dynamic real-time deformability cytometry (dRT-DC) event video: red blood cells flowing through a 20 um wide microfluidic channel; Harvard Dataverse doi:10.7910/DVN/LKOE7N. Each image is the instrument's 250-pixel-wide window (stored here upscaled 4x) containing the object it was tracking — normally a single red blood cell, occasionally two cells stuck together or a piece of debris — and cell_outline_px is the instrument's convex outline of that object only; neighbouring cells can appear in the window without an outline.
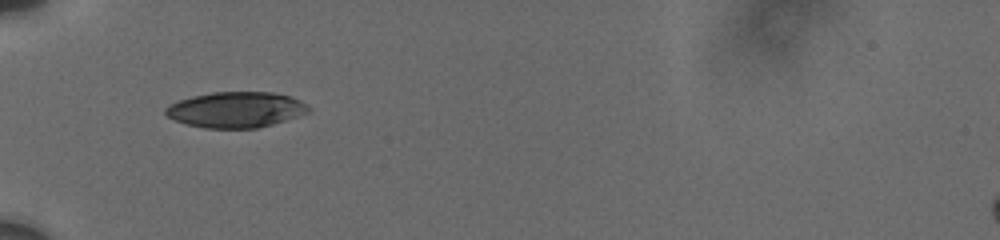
{"species": "human", "species_latin": "Homo sapiens", "temperature_condition": "cold", "stored_images_in_passage": 32, "camera_frame_rate_fps": 3000, "um_per_image_px": 0.085, "donor": {"sex": "male"}, "frame": {"image": 1, "passage_image": 1, "time_ms": 0.0, "image_size_px": [1000, 240], "cell_outline_px": [[308, 112], [300, 116], [272, 124], [256, 128], [204, 128], [184, 124], [168, 116], [164, 112], [164, 108], [180, 100], [192, 96], [212, 92], [272, 92], [288, 96], [300, 100], [308, 108]], "centroid_in_image_um": [20.03, 9.33], "position_along_channel_um": 65.0, "area_um2": 29.54}}
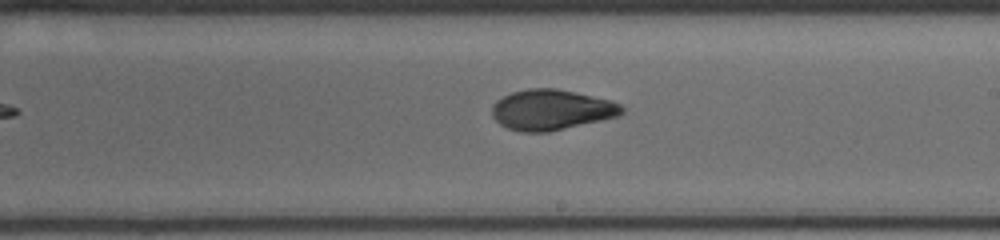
{"frame": {"image": 2, "passage_image": 14, "time_ms": 5.0, "image_size_px": [1000, 240], "cell_outline_px": [[624, 112], [620, 116], [548, 132], [520, 132], [508, 128], [500, 124], [492, 116], [492, 104], [496, 100], [512, 92], [528, 88], [556, 88], [612, 100], [620, 104], [624, 108]], "centroid_in_image_um": [46.87, 9.33], "position_along_channel_um": 242.1, "area_um2": 30.75}}
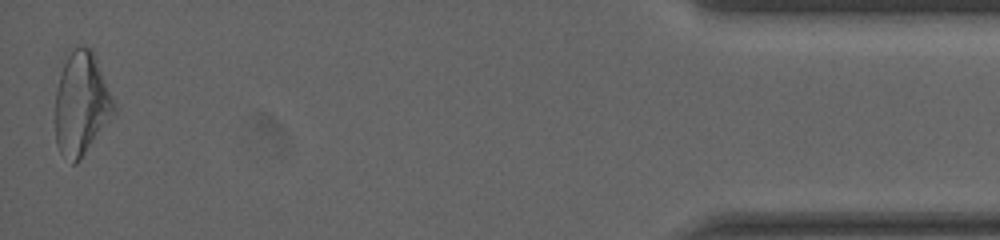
{"frame": {"image": 3, "passage_image": 32, "time_ms": 12.0, "image_size_px": [1000, 240], "cell_outline_px": [[116, 112], [76, 164], [72, 164], [60, 152], [56, 144], [56, 92], [60, 72], [68, 56], [76, 48], [92, 48], [116, 104]], "centroid_in_image_um": [6.93, 8.85], "position_along_channel_um": 428.3, "area_um2": 34.8}, "authors_computed_cell_mechanics": {"area_um2": 30.8652, "velocity_mm_per_s": 3.7086, "shape_relaxation_time_tau1_ms": 8.1378, "shape_relaxation_time_tau2_ms": 2.092, "deformation_change_tau1": 0.183, "deformation_change_tau2": 0.0694}}